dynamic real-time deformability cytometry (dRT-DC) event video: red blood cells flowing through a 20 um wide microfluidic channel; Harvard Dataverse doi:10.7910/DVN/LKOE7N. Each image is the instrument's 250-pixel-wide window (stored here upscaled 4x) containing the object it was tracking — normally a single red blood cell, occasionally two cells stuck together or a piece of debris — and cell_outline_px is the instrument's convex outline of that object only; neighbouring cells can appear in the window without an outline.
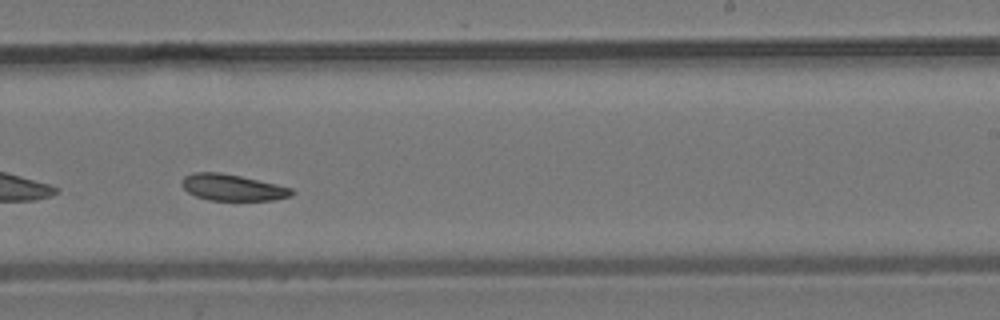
{"species": "common noctule bat (a hibernating species)", "species_latin": "Nyctalus noctula", "temperature_condition": "room temperature", "stored_images_in_passage": 49, "camera_frame_rate_fps": 3000, "um_per_image_px": 0.085, "animal": {"sex": "male", "body_mass_g": 19.2, "forearm_length_mm": 51.8}, "frame": {"image": 1, "passage_image": 28, "time_ms": 9.0, "image_size_px": [1000, 320], "cell_outline_px": [[296, 192], [292, 196], [272, 200], [208, 200], [196, 196], [188, 192], [180, 184], [180, 180], [184, 176], [192, 172], [220, 172], [240, 176], [276, 184], [292, 188]], "centroid_in_image_um": [19.74, 15.93], "position_along_channel_um": 269.3, "area_um2": 16.99}}
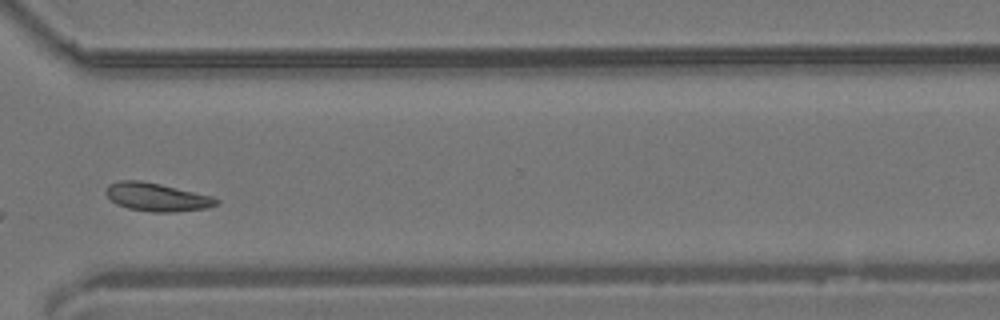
{"frame": {"image": 2, "passage_image": 35, "time_ms": 11.333, "image_size_px": [1000, 320], "cell_outline_px": [[220, 200], [216, 204], [204, 208], [172, 212], [152, 212], [128, 208], [116, 204], [104, 192], [108, 184], [116, 180], [140, 180], [160, 184], [212, 196]], "centroid_in_image_um": [13.27, 16.74], "position_along_channel_um": 357.3, "area_um2": 18.03}, "authors_computed_cell_mechanics": {"area_um2": 17.9758, "velocity_mm_per_s": 3.7634, "shape_relaxation_time_tau1_ms": 10.6013, "shape_relaxation_time_tau2_ms": 6.6214, "deformation_change_tau1": 0.1074, "deformation_change_tau2": 0.105}}